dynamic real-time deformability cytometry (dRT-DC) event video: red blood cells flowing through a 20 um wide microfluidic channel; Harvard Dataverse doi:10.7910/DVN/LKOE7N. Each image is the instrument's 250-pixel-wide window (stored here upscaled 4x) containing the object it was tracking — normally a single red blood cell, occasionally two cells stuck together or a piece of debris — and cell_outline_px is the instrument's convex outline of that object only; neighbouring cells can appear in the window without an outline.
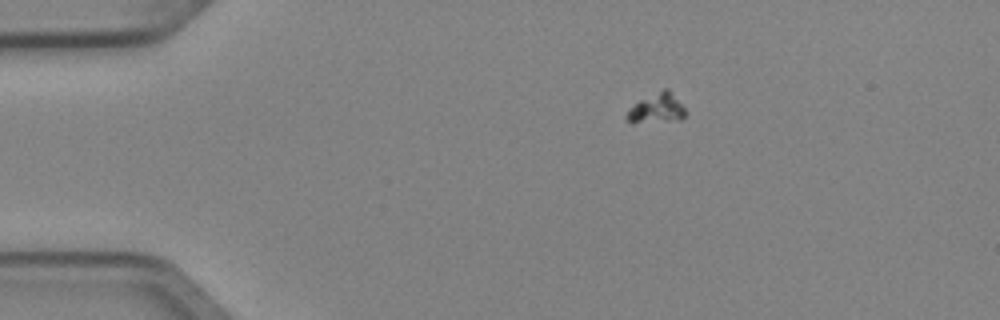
{"species": "Egyptian fruit bat (a non-hibernating species)", "species_latin": "Rousettus aegyptiacus", "temperature_condition": "cold", "stored_images_in_passage": 4, "camera_frame_rate_fps": 3000, "um_per_image_px": 0.085, "animal": {"sex": "female"}, "frame": {"image": 1, "passage_image": 2, "time_ms": 0.333, "image_size_px": [1000, 320], "cell_outline_px": [[684, 116], [680, 120], [632, 124], [624, 120], [624, 116], [628, 108], [640, 100], [664, 88], [668, 88], [684, 108]], "centroid_in_image_um": [55.73, 9.25], "position_along_channel_um": 29.3, "area_um2": 10.35}}